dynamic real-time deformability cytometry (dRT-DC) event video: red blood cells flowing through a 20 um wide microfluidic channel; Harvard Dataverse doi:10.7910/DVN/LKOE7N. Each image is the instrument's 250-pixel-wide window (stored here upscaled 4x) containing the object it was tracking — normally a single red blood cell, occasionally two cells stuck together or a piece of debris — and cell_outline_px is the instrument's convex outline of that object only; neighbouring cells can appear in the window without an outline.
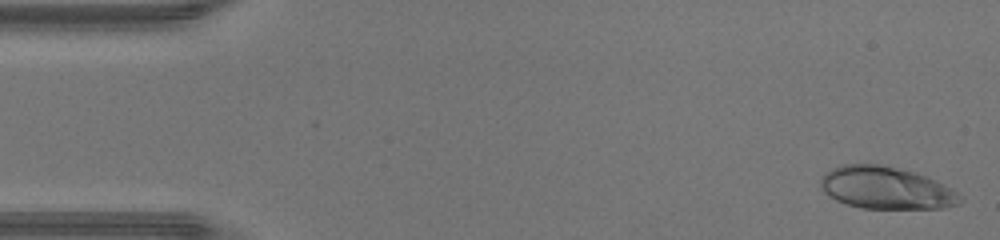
{"species": "human", "species_latin": "Homo sapiens", "temperature_condition": "warm", "stored_images_in_passage": 45, "camera_frame_rate_fps": 3000, "um_per_image_px": 0.085, "donor": {"sex": "male"}, "frame": {"image": 1, "passage_image": 1, "time_ms": 0.0, "image_size_px": [1000, 240], "cell_outline_px": [[964, 200], [960, 204], [940, 208], [860, 208], [836, 200], [828, 196], [824, 192], [820, 184], [820, 176], [824, 172], [832, 168], [844, 164], [880, 164], [912, 172], [924, 176], [964, 196]], "centroid_in_image_um": [75.26, 15.98], "position_along_channel_um": 9.7, "area_um2": 34.1}}
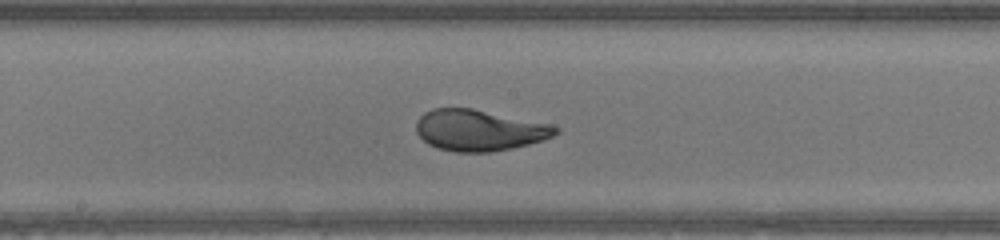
{"frame": {"image": 2, "passage_image": 23, "time_ms": 7.333, "image_size_px": [1000, 240], "cell_outline_px": [[560, 132], [552, 136], [528, 144], [512, 148], [492, 152], [456, 152], [436, 148], [428, 144], [416, 132], [416, 120], [424, 112], [432, 108], [472, 108], [552, 124], [560, 128]], "centroid_in_image_um": [40.72, 11.06], "position_along_channel_um": 207.5, "area_um2": 33.58}}
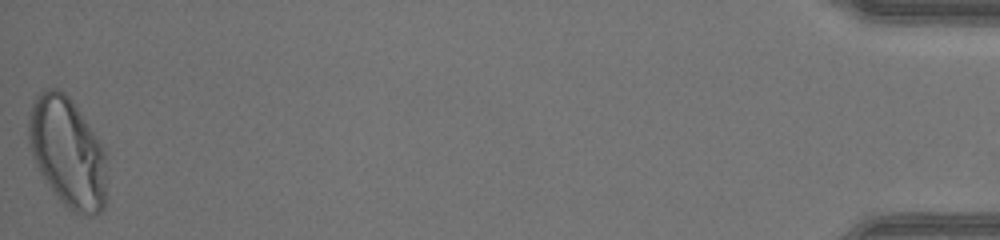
{"frame": {"image": 3, "passage_image": 45, "time_ms": 14.667, "image_size_px": [1000, 240], "cell_outline_px": [[104, 208], [100, 212], [92, 216], [88, 216], [76, 212], [68, 208], [56, 196], [40, 172], [36, 164], [28, 140], [28, 112], [32, 100], [40, 92], [48, 88], [56, 88], [64, 92], [72, 100], [104, 148]], "centroid_in_image_um": [5.7, 12.91], "position_along_channel_um": 429.5, "area_um2": 49.48}, "authors_computed_cell_mechanics": {"area_um2": 33.9864, "velocity_mm_per_s": 4.5053, "shape_relaxation_time_tau1_ms": 6.0604, "shape_relaxation_time_tau2_ms": null, "deformation_change_tau1": 0.2758, "deformation_change_tau2": null}}